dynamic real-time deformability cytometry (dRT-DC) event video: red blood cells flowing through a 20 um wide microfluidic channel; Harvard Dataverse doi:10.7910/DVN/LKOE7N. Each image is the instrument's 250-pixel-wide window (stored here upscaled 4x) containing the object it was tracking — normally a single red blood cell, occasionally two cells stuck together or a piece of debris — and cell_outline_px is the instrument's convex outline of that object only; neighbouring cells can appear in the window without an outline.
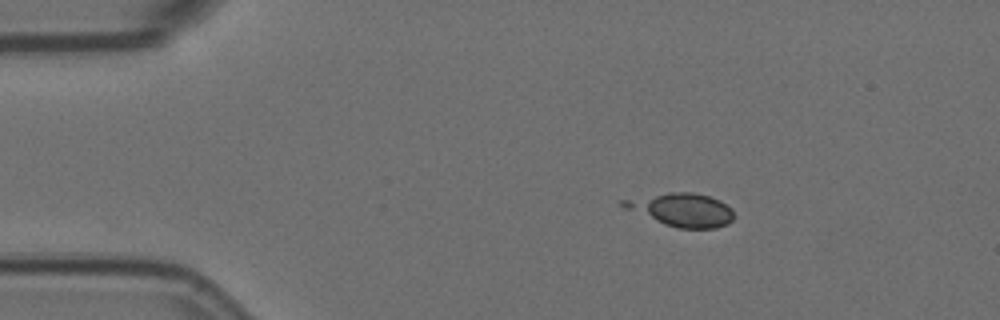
{"species": "Egyptian fruit bat (a non-hibernating species)", "species_latin": "Rousettus aegyptiacus", "temperature_condition": "room temperature", "stored_images_in_passage": 2, "camera_frame_rate_fps": 3000, "um_per_image_px": 0.085, "animal": {"sex": "female"}, "frame": {"image": 1, "passage_image": 2, "time_ms": 0.333, "image_size_px": [1000, 320], "cell_outline_px": [[732, 220], [728, 224], [716, 228], [676, 228], [664, 224], [624, 208], [616, 204], [620, 200], [668, 192], [692, 192], [708, 196], [720, 200], [732, 208]], "centroid_in_image_um": [57.91, 17.82], "position_along_channel_um": 27.1, "area_um2": 21.44}}